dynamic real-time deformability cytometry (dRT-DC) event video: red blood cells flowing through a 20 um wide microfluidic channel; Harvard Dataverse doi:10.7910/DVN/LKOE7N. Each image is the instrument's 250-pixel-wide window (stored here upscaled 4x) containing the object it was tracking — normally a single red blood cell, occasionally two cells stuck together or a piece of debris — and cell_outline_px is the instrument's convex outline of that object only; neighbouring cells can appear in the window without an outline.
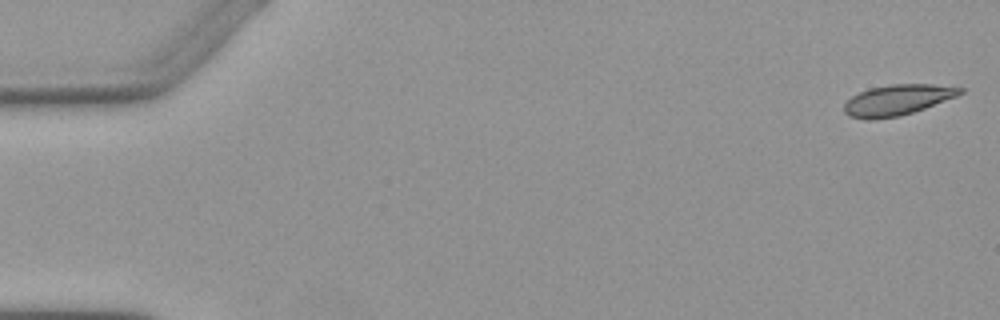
{"species": "Egyptian fruit bat (a non-hibernating species)", "species_latin": "Rousettus aegyptiacus", "temperature_condition": "warm", "stored_images_in_passage": 4, "camera_frame_rate_fps": 3000, "um_per_image_px": 0.085, "animal": {"sex": "female"}, "frame": {"image": 1, "passage_image": 1, "time_ms": 0.0, "image_size_px": [1000, 320], "cell_outline_px": [[964, 92], [956, 96], [924, 108], [900, 116], [876, 120], [864, 120], [848, 116], [844, 112], [844, 104], [852, 96], [868, 88], [892, 84], [932, 84], [964, 88]], "centroid_in_image_um": [76.23, 8.51], "position_along_channel_um": 8.8, "area_um2": 20.75}}